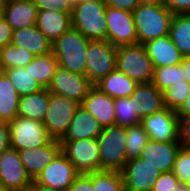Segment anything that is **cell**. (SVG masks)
I'll return each instance as SVG.
<instances>
[{"label":"cell","instance_id":"53","mask_svg":"<svg viewBox=\"0 0 190 191\" xmlns=\"http://www.w3.org/2000/svg\"><path fill=\"white\" fill-rule=\"evenodd\" d=\"M0 191H12L8 188H6L5 186H3L2 184H0Z\"/></svg>","mask_w":190,"mask_h":191},{"label":"cell","instance_id":"35","mask_svg":"<svg viewBox=\"0 0 190 191\" xmlns=\"http://www.w3.org/2000/svg\"><path fill=\"white\" fill-rule=\"evenodd\" d=\"M34 57L35 55L32 52L12 44L2 47V63L4 70L14 67H25Z\"/></svg>","mask_w":190,"mask_h":191},{"label":"cell","instance_id":"49","mask_svg":"<svg viewBox=\"0 0 190 191\" xmlns=\"http://www.w3.org/2000/svg\"><path fill=\"white\" fill-rule=\"evenodd\" d=\"M32 187L34 188L35 191H60V190H57V189L36 185L34 182L32 184Z\"/></svg>","mask_w":190,"mask_h":191},{"label":"cell","instance_id":"43","mask_svg":"<svg viewBox=\"0 0 190 191\" xmlns=\"http://www.w3.org/2000/svg\"><path fill=\"white\" fill-rule=\"evenodd\" d=\"M13 29L3 16H0V47L11 44Z\"/></svg>","mask_w":190,"mask_h":191},{"label":"cell","instance_id":"56","mask_svg":"<svg viewBox=\"0 0 190 191\" xmlns=\"http://www.w3.org/2000/svg\"><path fill=\"white\" fill-rule=\"evenodd\" d=\"M122 191H131V190H128V189H126V188L124 187V189H123Z\"/></svg>","mask_w":190,"mask_h":191},{"label":"cell","instance_id":"30","mask_svg":"<svg viewBox=\"0 0 190 191\" xmlns=\"http://www.w3.org/2000/svg\"><path fill=\"white\" fill-rule=\"evenodd\" d=\"M4 73L10 79L11 84L20 97L37 93L44 89L38 81L33 78L30 67L8 68L4 70Z\"/></svg>","mask_w":190,"mask_h":191},{"label":"cell","instance_id":"55","mask_svg":"<svg viewBox=\"0 0 190 191\" xmlns=\"http://www.w3.org/2000/svg\"><path fill=\"white\" fill-rule=\"evenodd\" d=\"M72 4H75L77 2H80L81 0H69Z\"/></svg>","mask_w":190,"mask_h":191},{"label":"cell","instance_id":"18","mask_svg":"<svg viewBox=\"0 0 190 191\" xmlns=\"http://www.w3.org/2000/svg\"><path fill=\"white\" fill-rule=\"evenodd\" d=\"M114 104V98L102 93L98 88L93 86L80 105L93 114L99 121V124L104 128L116 125Z\"/></svg>","mask_w":190,"mask_h":191},{"label":"cell","instance_id":"50","mask_svg":"<svg viewBox=\"0 0 190 191\" xmlns=\"http://www.w3.org/2000/svg\"><path fill=\"white\" fill-rule=\"evenodd\" d=\"M173 191H190V183H179Z\"/></svg>","mask_w":190,"mask_h":191},{"label":"cell","instance_id":"7","mask_svg":"<svg viewBox=\"0 0 190 191\" xmlns=\"http://www.w3.org/2000/svg\"><path fill=\"white\" fill-rule=\"evenodd\" d=\"M61 152L79 174L100 171L99 145L96 138L60 140Z\"/></svg>","mask_w":190,"mask_h":191},{"label":"cell","instance_id":"32","mask_svg":"<svg viewBox=\"0 0 190 191\" xmlns=\"http://www.w3.org/2000/svg\"><path fill=\"white\" fill-rule=\"evenodd\" d=\"M114 106L116 125L128 127L141 123V118L135 111L133 97L115 99Z\"/></svg>","mask_w":190,"mask_h":191},{"label":"cell","instance_id":"14","mask_svg":"<svg viewBox=\"0 0 190 191\" xmlns=\"http://www.w3.org/2000/svg\"><path fill=\"white\" fill-rule=\"evenodd\" d=\"M140 124L150 140L160 142L178 141V115L167 107L142 118Z\"/></svg>","mask_w":190,"mask_h":191},{"label":"cell","instance_id":"48","mask_svg":"<svg viewBox=\"0 0 190 191\" xmlns=\"http://www.w3.org/2000/svg\"><path fill=\"white\" fill-rule=\"evenodd\" d=\"M139 5L164 4V0H138Z\"/></svg>","mask_w":190,"mask_h":191},{"label":"cell","instance_id":"17","mask_svg":"<svg viewBox=\"0 0 190 191\" xmlns=\"http://www.w3.org/2000/svg\"><path fill=\"white\" fill-rule=\"evenodd\" d=\"M60 152L61 143L58 139H52L44 146L18 151L20 159L33 181Z\"/></svg>","mask_w":190,"mask_h":191},{"label":"cell","instance_id":"25","mask_svg":"<svg viewBox=\"0 0 190 191\" xmlns=\"http://www.w3.org/2000/svg\"><path fill=\"white\" fill-rule=\"evenodd\" d=\"M137 84L136 81L132 80L116 68L94 86L111 98L118 99L130 97Z\"/></svg>","mask_w":190,"mask_h":191},{"label":"cell","instance_id":"20","mask_svg":"<svg viewBox=\"0 0 190 191\" xmlns=\"http://www.w3.org/2000/svg\"><path fill=\"white\" fill-rule=\"evenodd\" d=\"M38 8L32 0H7L3 17L13 30L36 24Z\"/></svg>","mask_w":190,"mask_h":191},{"label":"cell","instance_id":"13","mask_svg":"<svg viewBox=\"0 0 190 191\" xmlns=\"http://www.w3.org/2000/svg\"><path fill=\"white\" fill-rule=\"evenodd\" d=\"M78 174L73 164L60 152L33 182L36 185L66 191Z\"/></svg>","mask_w":190,"mask_h":191},{"label":"cell","instance_id":"10","mask_svg":"<svg viewBox=\"0 0 190 191\" xmlns=\"http://www.w3.org/2000/svg\"><path fill=\"white\" fill-rule=\"evenodd\" d=\"M107 41L118 47L137 44L135 23L131 12L106 8Z\"/></svg>","mask_w":190,"mask_h":191},{"label":"cell","instance_id":"26","mask_svg":"<svg viewBox=\"0 0 190 191\" xmlns=\"http://www.w3.org/2000/svg\"><path fill=\"white\" fill-rule=\"evenodd\" d=\"M50 99L47 88L20 97L17 116L43 122Z\"/></svg>","mask_w":190,"mask_h":191},{"label":"cell","instance_id":"2","mask_svg":"<svg viewBox=\"0 0 190 191\" xmlns=\"http://www.w3.org/2000/svg\"><path fill=\"white\" fill-rule=\"evenodd\" d=\"M137 44L169 35L174 14L164 4L139 5L133 12Z\"/></svg>","mask_w":190,"mask_h":191},{"label":"cell","instance_id":"51","mask_svg":"<svg viewBox=\"0 0 190 191\" xmlns=\"http://www.w3.org/2000/svg\"><path fill=\"white\" fill-rule=\"evenodd\" d=\"M7 0H0V16H3V12L6 6Z\"/></svg>","mask_w":190,"mask_h":191},{"label":"cell","instance_id":"34","mask_svg":"<svg viewBox=\"0 0 190 191\" xmlns=\"http://www.w3.org/2000/svg\"><path fill=\"white\" fill-rule=\"evenodd\" d=\"M124 180L120 171L101 170L93 172L94 191H122Z\"/></svg>","mask_w":190,"mask_h":191},{"label":"cell","instance_id":"8","mask_svg":"<svg viewBox=\"0 0 190 191\" xmlns=\"http://www.w3.org/2000/svg\"><path fill=\"white\" fill-rule=\"evenodd\" d=\"M9 126L10 147L17 151L44 146L53 139L40 121L17 116Z\"/></svg>","mask_w":190,"mask_h":191},{"label":"cell","instance_id":"31","mask_svg":"<svg viewBox=\"0 0 190 191\" xmlns=\"http://www.w3.org/2000/svg\"><path fill=\"white\" fill-rule=\"evenodd\" d=\"M186 81V75L181 64L154 67L152 84L162 93L174 84Z\"/></svg>","mask_w":190,"mask_h":191},{"label":"cell","instance_id":"42","mask_svg":"<svg viewBox=\"0 0 190 191\" xmlns=\"http://www.w3.org/2000/svg\"><path fill=\"white\" fill-rule=\"evenodd\" d=\"M164 5L174 15L190 13V0H164Z\"/></svg>","mask_w":190,"mask_h":191},{"label":"cell","instance_id":"9","mask_svg":"<svg viewBox=\"0 0 190 191\" xmlns=\"http://www.w3.org/2000/svg\"><path fill=\"white\" fill-rule=\"evenodd\" d=\"M79 106L75 100L50 93L43 124L53 139L60 140L64 136Z\"/></svg>","mask_w":190,"mask_h":191},{"label":"cell","instance_id":"39","mask_svg":"<svg viewBox=\"0 0 190 191\" xmlns=\"http://www.w3.org/2000/svg\"><path fill=\"white\" fill-rule=\"evenodd\" d=\"M179 183L178 177L172 171L164 172L158 176L152 191H173Z\"/></svg>","mask_w":190,"mask_h":191},{"label":"cell","instance_id":"27","mask_svg":"<svg viewBox=\"0 0 190 191\" xmlns=\"http://www.w3.org/2000/svg\"><path fill=\"white\" fill-rule=\"evenodd\" d=\"M20 95L5 73L0 74V120L10 122L18 114Z\"/></svg>","mask_w":190,"mask_h":191},{"label":"cell","instance_id":"40","mask_svg":"<svg viewBox=\"0 0 190 191\" xmlns=\"http://www.w3.org/2000/svg\"><path fill=\"white\" fill-rule=\"evenodd\" d=\"M66 191H94L93 172L78 174Z\"/></svg>","mask_w":190,"mask_h":191},{"label":"cell","instance_id":"37","mask_svg":"<svg viewBox=\"0 0 190 191\" xmlns=\"http://www.w3.org/2000/svg\"><path fill=\"white\" fill-rule=\"evenodd\" d=\"M180 183H190V148L181 146L172 171Z\"/></svg>","mask_w":190,"mask_h":191},{"label":"cell","instance_id":"36","mask_svg":"<svg viewBox=\"0 0 190 191\" xmlns=\"http://www.w3.org/2000/svg\"><path fill=\"white\" fill-rule=\"evenodd\" d=\"M165 107L177 112L190 95V84H174L162 92Z\"/></svg>","mask_w":190,"mask_h":191},{"label":"cell","instance_id":"15","mask_svg":"<svg viewBox=\"0 0 190 191\" xmlns=\"http://www.w3.org/2000/svg\"><path fill=\"white\" fill-rule=\"evenodd\" d=\"M124 186L131 191H152L160 170L141 157L126 162L121 171Z\"/></svg>","mask_w":190,"mask_h":191},{"label":"cell","instance_id":"44","mask_svg":"<svg viewBox=\"0 0 190 191\" xmlns=\"http://www.w3.org/2000/svg\"><path fill=\"white\" fill-rule=\"evenodd\" d=\"M107 6L133 12L138 6V0H105Z\"/></svg>","mask_w":190,"mask_h":191},{"label":"cell","instance_id":"11","mask_svg":"<svg viewBox=\"0 0 190 191\" xmlns=\"http://www.w3.org/2000/svg\"><path fill=\"white\" fill-rule=\"evenodd\" d=\"M93 86L86 76L58 66L47 89L50 93L75 100L81 104Z\"/></svg>","mask_w":190,"mask_h":191},{"label":"cell","instance_id":"46","mask_svg":"<svg viewBox=\"0 0 190 191\" xmlns=\"http://www.w3.org/2000/svg\"><path fill=\"white\" fill-rule=\"evenodd\" d=\"M181 65L186 75V81L190 84V56H184Z\"/></svg>","mask_w":190,"mask_h":191},{"label":"cell","instance_id":"6","mask_svg":"<svg viewBox=\"0 0 190 191\" xmlns=\"http://www.w3.org/2000/svg\"><path fill=\"white\" fill-rule=\"evenodd\" d=\"M117 47L107 40H90L86 53L85 76L95 85L116 69Z\"/></svg>","mask_w":190,"mask_h":191},{"label":"cell","instance_id":"47","mask_svg":"<svg viewBox=\"0 0 190 191\" xmlns=\"http://www.w3.org/2000/svg\"><path fill=\"white\" fill-rule=\"evenodd\" d=\"M176 113L177 115H190V95Z\"/></svg>","mask_w":190,"mask_h":191},{"label":"cell","instance_id":"5","mask_svg":"<svg viewBox=\"0 0 190 191\" xmlns=\"http://www.w3.org/2000/svg\"><path fill=\"white\" fill-rule=\"evenodd\" d=\"M116 68L137 83L152 82L154 67L142 44L118 46Z\"/></svg>","mask_w":190,"mask_h":191},{"label":"cell","instance_id":"12","mask_svg":"<svg viewBox=\"0 0 190 191\" xmlns=\"http://www.w3.org/2000/svg\"><path fill=\"white\" fill-rule=\"evenodd\" d=\"M0 184L10 190H23L33 184L17 150L9 147L0 153Z\"/></svg>","mask_w":190,"mask_h":191},{"label":"cell","instance_id":"28","mask_svg":"<svg viewBox=\"0 0 190 191\" xmlns=\"http://www.w3.org/2000/svg\"><path fill=\"white\" fill-rule=\"evenodd\" d=\"M25 67H30L33 78L36 79L43 88H48L58 68V62L51 51L44 55L35 56Z\"/></svg>","mask_w":190,"mask_h":191},{"label":"cell","instance_id":"41","mask_svg":"<svg viewBox=\"0 0 190 191\" xmlns=\"http://www.w3.org/2000/svg\"><path fill=\"white\" fill-rule=\"evenodd\" d=\"M178 141L182 146L190 144V115H178Z\"/></svg>","mask_w":190,"mask_h":191},{"label":"cell","instance_id":"21","mask_svg":"<svg viewBox=\"0 0 190 191\" xmlns=\"http://www.w3.org/2000/svg\"><path fill=\"white\" fill-rule=\"evenodd\" d=\"M153 67L181 64L183 55L174 45L169 35L150 40L143 44Z\"/></svg>","mask_w":190,"mask_h":191},{"label":"cell","instance_id":"33","mask_svg":"<svg viewBox=\"0 0 190 191\" xmlns=\"http://www.w3.org/2000/svg\"><path fill=\"white\" fill-rule=\"evenodd\" d=\"M149 140V136L141 124L128 126L126 144L127 161L138 158Z\"/></svg>","mask_w":190,"mask_h":191},{"label":"cell","instance_id":"1","mask_svg":"<svg viewBox=\"0 0 190 191\" xmlns=\"http://www.w3.org/2000/svg\"><path fill=\"white\" fill-rule=\"evenodd\" d=\"M105 0H81L73 4L72 28L88 40H107Z\"/></svg>","mask_w":190,"mask_h":191},{"label":"cell","instance_id":"23","mask_svg":"<svg viewBox=\"0 0 190 191\" xmlns=\"http://www.w3.org/2000/svg\"><path fill=\"white\" fill-rule=\"evenodd\" d=\"M71 15L54 10H40L35 26L53 43L72 27Z\"/></svg>","mask_w":190,"mask_h":191},{"label":"cell","instance_id":"19","mask_svg":"<svg viewBox=\"0 0 190 191\" xmlns=\"http://www.w3.org/2000/svg\"><path fill=\"white\" fill-rule=\"evenodd\" d=\"M102 129L97 118L80 105L75 111L67 132L60 140L97 138Z\"/></svg>","mask_w":190,"mask_h":191},{"label":"cell","instance_id":"52","mask_svg":"<svg viewBox=\"0 0 190 191\" xmlns=\"http://www.w3.org/2000/svg\"><path fill=\"white\" fill-rule=\"evenodd\" d=\"M4 73V66L2 63V47H0V74Z\"/></svg>","mask_w":190,"mask_h":191},{"label":"cell","instance_id":"24","mask_svg":"<svg viewBox=\"0 0 190 191\" xmlns=\"http://www.w3.org/2000/svg\"><path fill=\"white\" fill-rule=\"evenodd\" d=\"M11 44L30 51L35 56L44 55L52 51V43L35 25L13 30Z\"/></svg>","mask_w":190,"mask_h":191},{"label":"cell","instance_id":"54","mask_svg":"<svg viewBox=\"0 0 190 191\" xmlns=\"http://www.w3.org/2000/svg\"><path fill=\"white\" fill-rule=\"evenodd\" d=\"M13 191H35L34 188L31 186L29 188L23 189V190H13Z\"/></svg>","mask_w":190,"mask_h":191},{"label":"cell","instance_id":"29","mask_svg":"<svg viewBox=\"0 0 190 191\" xmlns=\"http://www.w3.org/2000/svg\"><path fill=\"white\" fill-rule=\"evenodd\" d=\"M169 37L183 56H190V14L173 16Z\"/></svg>","mask_w":190,"mask_h":191},{"label":"cell","instance_id":"38","mask_svg":"<svg viewBox=\"0 0 190 191\" xmlns=\"http://www.w3.org/2000/svg\"><path fill=\"white\" fill-rule=\"evenodd\" d=\"M40 10H54L60 13L72 14L73 4L69 0H32Z\"/></svg>","mask_w":190,"mask_h":191},{"label":"cell","instance_id":"22","mask_svg":"<svg viewBox=\"0 0 190 191\" xmlns=\"http://www.w3.org/2000/svg\"><path fill=\"white\" fill-rule=\"evenodd\" d=\"M131 97L141 119L165 108L163 95L152 82L138 83Z\"/></svg>","mask_w":190,"mask_h":191},{"label":"cell","instance_id":"3","mask_svg":"<svg viewBox=\"0 0 190 191\" xmlns=\"http://www.w3.org/2000/svg\"><path fill=\"white\" fill-rule=\"evenodd\" d=\"M90 40L78 30L70 28L52 43L58 66L85 76L86 53Z\"/></svg>","mask_w":190,"mask_h":191},{"label":"cell","instance_id":"4","mask_svg":"<svg viewBox=\"0 0 190 191\" xmlns=\"http://www.w3.org/2000/svg\"><path fill=\"white\" fill-rule=\"evenodd\" d=\"M99 145L100 171H122L127 162V127H104L96 138Z\"/></svg>","mask_w":190,"mask_h":191},{"label":"cell","instance_id":"45","mask_svg":"<svg viewBox=\"0 0 190 191\" xmlns=\"http://www.w3.org/2000/svg\"><path fill=\"white\" fill-rule=\"evenodd\" d=\"M10 147V126L8 122H0V153Z\"/></svg>","mask_w":190,"mask_h":191},{"label":"cell","instance_id":"16","mask_svg":"<svg viewBox=\"0 0 190 191\" xmlns=\"http://www.w3.org/2000/svg\"><path fill=\"white\" fill-rule=\"evenodd\" d=\"M182 144L179 141L160 142L149 140L139 157L161 173L173 171L174 162Z\"/></svg>","mask_w":190,"mask_h":191}]
</instances>
